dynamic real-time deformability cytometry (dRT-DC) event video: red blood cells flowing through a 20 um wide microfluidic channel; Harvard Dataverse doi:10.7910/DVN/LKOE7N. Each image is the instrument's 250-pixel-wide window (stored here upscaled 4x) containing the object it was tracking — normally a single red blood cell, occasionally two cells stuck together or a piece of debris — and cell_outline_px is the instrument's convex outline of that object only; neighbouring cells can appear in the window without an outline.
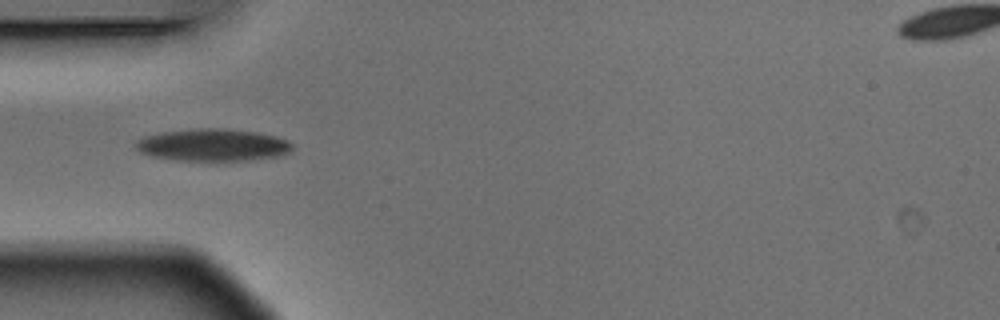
{"species": "Egyptian fruit bat (a non-hibernating species)", "species_latin": "Rousettus aegyptiacus", "temperature_condition": "warm", "stored_images_in_passage": 7, "camera_frame_rate_fps": 3000, "um_per_image_px": 0.085, "animal": {"sex": "male"}, "frame": {"image": 1, "passage_image": 4, "time_ms": 1.0, "image_size_px": [1000, 320], "cell_outline_px": [[292, 152], [284, 156], [248, 160], [172, 160], [152, 156], [140, 152], [136, 148], [136, 140], [144, 136], [164, 132], [200, 128], [220, 128], [256, 132], [276, 136], [288, 140], [292, 144]], "centroid_in_image_um": [18.14, 12.33], "position_along_channel_um": 66.9, "area_um2": 29.48}}
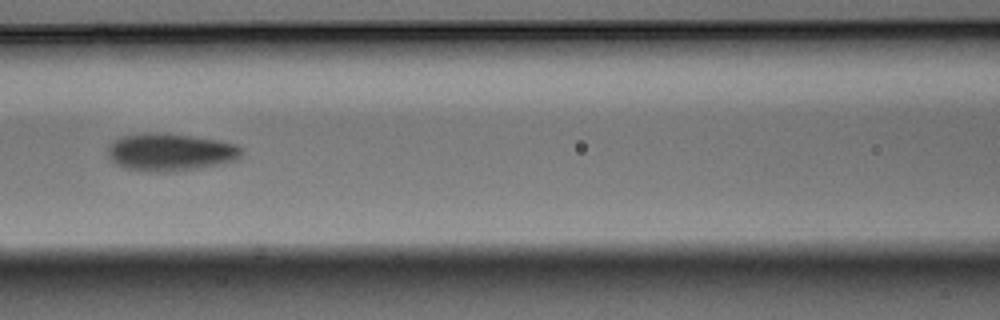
{"frame": {"image": 2, "passage_image": 6, "time_ms": 1.667, "image_size_px": [1000, 320], "cell_outline_px": [[244, 152], [236, 160], [220, 164], [172, 172], [152, 172], [124, 168], [116, 164], [108, 156], [108, 144], [112, 140], [120, 136], [148, 132], [168, 132], [216, 140], [236, 144], [244, 148]], "centroid_in_image_um": [14.45, 12.92], "position_along_channel_um": 152.1, "area_um2": 29.71}}
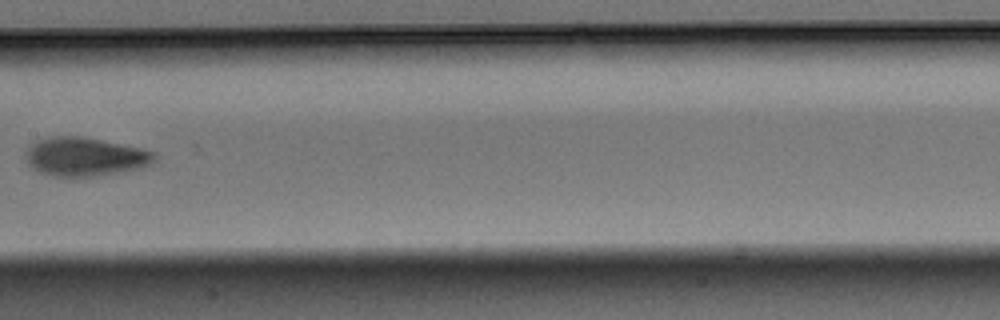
{"frame": {"image": 3, "passage_image": 7, "time_ms": 2.0, "image_size_px": [1000, 320], "cell_outline_px": [[156, 160], [152, 164], [140, 168], [96, 176], [52, 176], [40, 172], [32, 168], [28, 164], [28, 148], [36, 140], [52, 136], [80, 136], [144, 148], [156, 152]], "centroid_in_image_um": [7.28, 13.31], "position_along_channel_um": 200.1, "area_um2": 28.96}}